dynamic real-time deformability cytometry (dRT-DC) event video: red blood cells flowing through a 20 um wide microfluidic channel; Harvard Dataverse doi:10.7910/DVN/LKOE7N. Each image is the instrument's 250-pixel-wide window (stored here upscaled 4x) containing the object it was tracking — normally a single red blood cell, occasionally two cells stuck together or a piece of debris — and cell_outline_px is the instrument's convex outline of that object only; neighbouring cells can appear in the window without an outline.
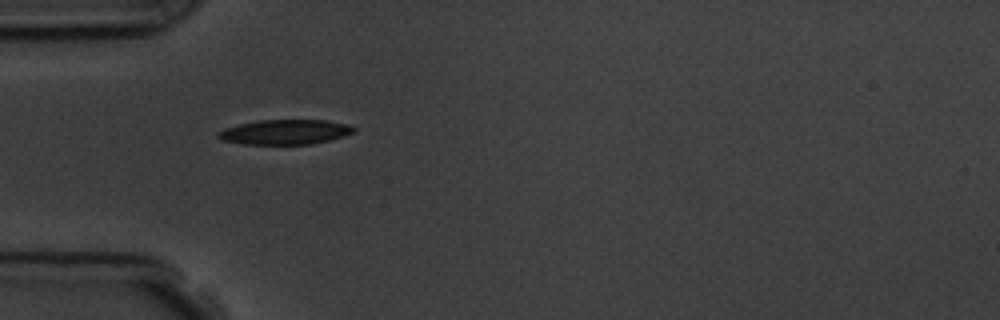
{"species": "common noctule bat (a hibernating species)", "species_latin": "Nyctalus noctula", "temperature_condition": "room temperature", "stored_images_in_passage": 1, "camera_frame_rate_fps": 3000, "um_per_image_px": 0.085, "animal": {"sex": "male", "body_mass_g": 19.5, "forearm_length_mm": 54.6}, "frame": {"image": 1, "passage_image": 1, "time_ms": 0.0, "image_size_px": [1000, 320], "cell_outline_px": [[356, 132], [328, 140], [312, 144], [244, 144], [220, 140], [216, 136], [224, 128], [240, 124], [260, 120], [328, 120], [348, 124], [356, 128]], "centroid_in_image_um": [24.25, 11.22], "position_along_channel_um": 60.8, "area_um2": 19.59}}